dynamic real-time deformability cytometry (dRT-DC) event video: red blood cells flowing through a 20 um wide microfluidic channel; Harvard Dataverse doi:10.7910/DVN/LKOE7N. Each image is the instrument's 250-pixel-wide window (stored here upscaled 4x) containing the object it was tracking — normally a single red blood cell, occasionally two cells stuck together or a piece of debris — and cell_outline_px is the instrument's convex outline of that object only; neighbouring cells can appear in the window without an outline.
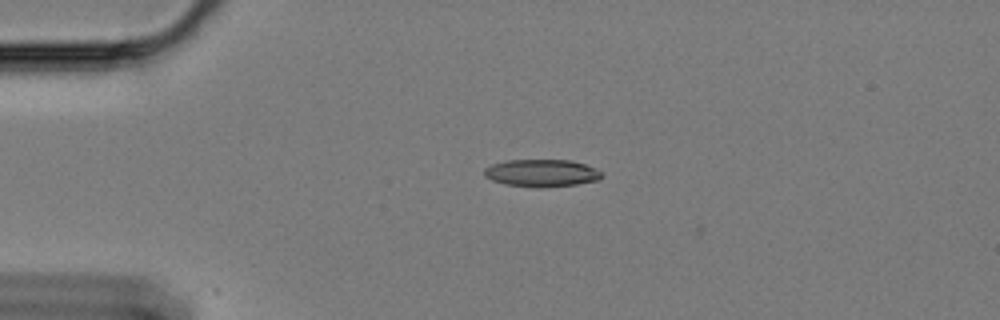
{"species": "Egyptian fruit bat (a non-hibernating species)", "species_latin": "Rousettus aegyptiacus", "temperature_condition": "cold", "stored_images_in_passage": 47, "camera_frame_rate_fps": 3000, "um_per_image_px": 0.085, "animal": {"sex": "female"}, "frame": {"image": 1, "passage_image": 1, "time_ms": 0.0, "image_size_px": [1000, 320], "cell_outline_px": [[604, 176], [600, 180], [576, 184], [540, 188], [536, 188], [504, 184], [492, 180], [484, 176], [484, 168], [492, 164], [504, 160], [572, 160], [596, 168], [604, 172]], "centroid_in_image_um": [46.07, 14.71], "position_along_channel_um": 38.9, "area_um2": 19.07}}
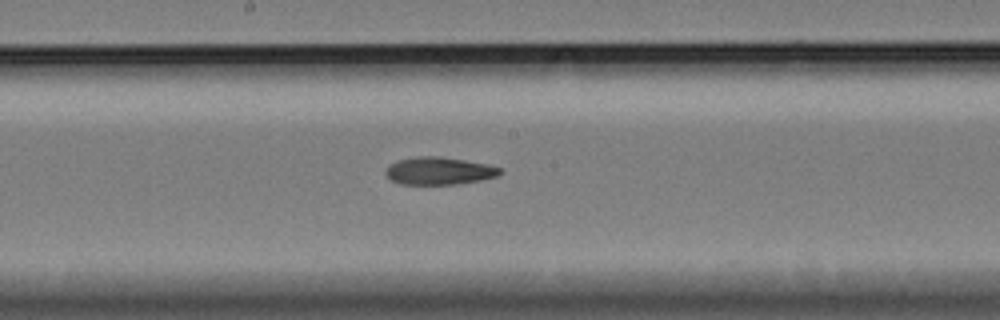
{"frame": {"image": 2, "passage_image": 19, "time_ms": 6.0, "image_size_px": [1000, 320], "cell_outline_px": [[500, 172], [496, 176], [480, 180], [456, 184], [400, 184], [392, 180], [384, 172], [388, 164], [396, 160], [416, 156], [440, 156], [488, 164], [500, 168]], "centroid_in_image_um": [37.26, 14.51], "position_along_channel_um": 210.9, "area_um2": 18.32}}
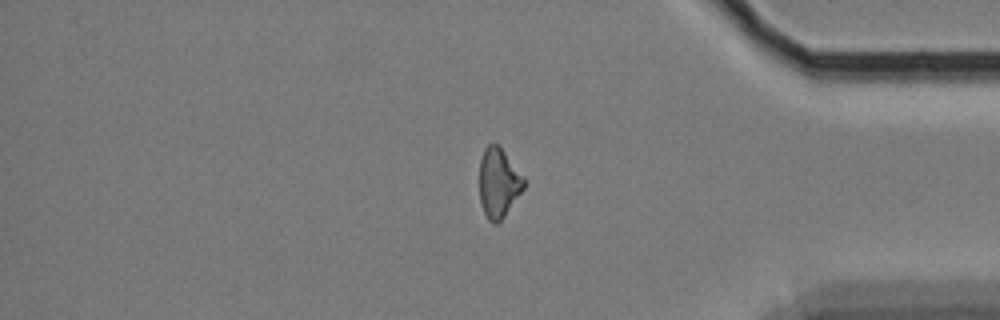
{"frame": {"image": 3, "passage_image": 37, "time_ms": 12.0, "image_size_px": [1000, 320], "cell_outline_px": [[524, 188], [504, 216], [496, 224], [492, 224], [488, 220], [484, 212], [480, 200], [480, 160], [484, 148], [488, 144], [496, 144], [504, 152], [524, 176]], "centroid_in_image_um": [42.37, 15.55], "position_along_channel_um": 392.8, "area_um2": 17.74}, "authors_computed_cell_mechanics": {"area_um2": 18.6116, "velocity_mm_per_s": 3.386, "shape_relaxation_time_tau1_ms": null, "shape_relaxation_time_tau2_ms": 7.3911, "deformation_change_tau1": null, "deformation_change_tau2": 0.1567}}